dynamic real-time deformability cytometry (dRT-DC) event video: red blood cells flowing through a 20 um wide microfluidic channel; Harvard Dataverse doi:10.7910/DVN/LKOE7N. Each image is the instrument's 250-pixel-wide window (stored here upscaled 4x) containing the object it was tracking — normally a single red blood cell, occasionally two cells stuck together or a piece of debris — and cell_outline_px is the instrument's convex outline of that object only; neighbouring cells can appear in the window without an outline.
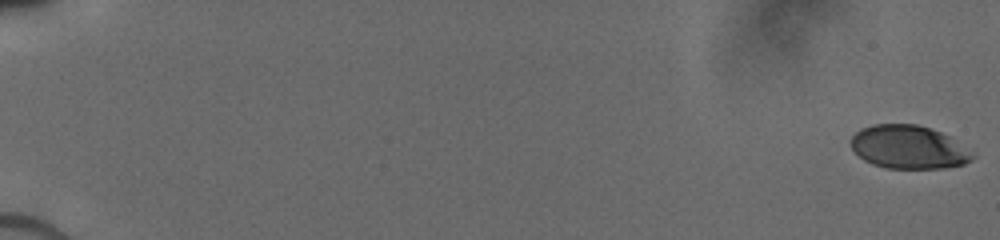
{"species": "human", "species_latin": "Homo sapiens", "temperature_condition": "cold", "stored_images_in_passage": 43, "camera_frame_rate_fps": 3000, "um_per_image_px": 0.085, "donor": {"sex": "male"}, "frame": {"image": 1, "passage_image": 1, "time_ms": 0.0, "image_size_px": [1000, 240], "cell_outline_px": [[976, 156], [972, 160], [964, 164], [944, 168], [888, 168], [872, 164], [864, 160], [852, 148], [852, 136], [860, 128], [872, 124], [916, 124], [940, 132], [948, 136]], "centroid_in_image_um": [77.21, 12.51], "position_along_channel_um": 7.8, "area_um2": 30.35}}
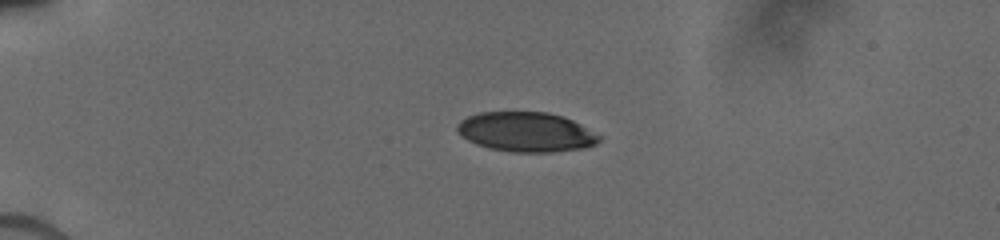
{"frame": {"image": 2, "passage_image": 30, "time_ms": 4.667, "image_size_px": [1000, 240], "cell_outline_px": [[604, 136], [596, 144], [584, 148], [552, 152], [512, 152], [488, 148], [476, 144], [468, 140], [456, 132], [456, 124], [460, 120], [468, 116], [480, 112], [548, 112], [564, 116]], "centroid_in_image_um": [44.73, 11.22], "position_along_channel_um": 40.3, "area_um2": 33.18}}